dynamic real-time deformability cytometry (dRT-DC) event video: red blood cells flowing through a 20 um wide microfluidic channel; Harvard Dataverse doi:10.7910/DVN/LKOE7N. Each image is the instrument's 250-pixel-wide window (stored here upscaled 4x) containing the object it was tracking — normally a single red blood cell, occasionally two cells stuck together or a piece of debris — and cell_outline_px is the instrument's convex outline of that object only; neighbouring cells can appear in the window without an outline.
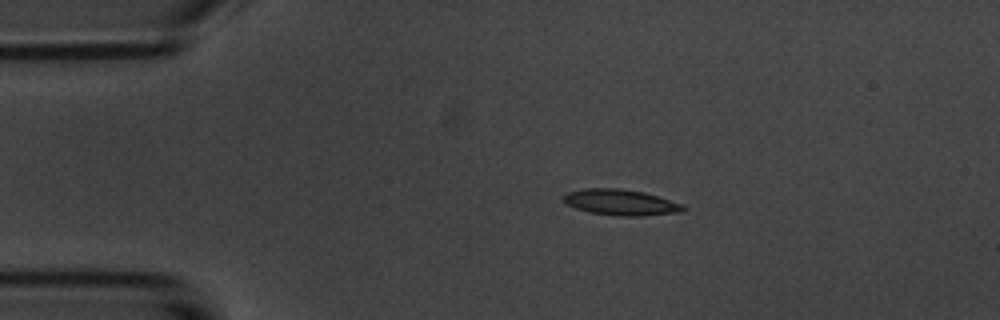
{"species": "common noctule bat (a hibernating species)", "species_latin": "Nyctalus noctula", "temperature_condition": "room temperature", "stored_images_in_passage": 5, "camera_frame_rate_fps": 3000, "um_per_image_px": 0.085, "animal": {"sex": "male", "body_mass_g": 20.1, "forearm_length_mm": 53.5}, "frame": {"image": 1, "passage_image": 3, "time_ms": 2.333, "image_size_px": [1000, 320], "cell_outline_px": [[688, 208], [684, 212], [640, 216], [616, 216], [588, 212], [576, 208], [568, 204], [564, 200], [564, 196], [568, 192], [584, 188], [620, 188], [644, 192], [684, 204]], "centroid_in_image_um": [52.83, 17.2], "position_along_channel_um": 32.2, "area_um2": 18.21}}
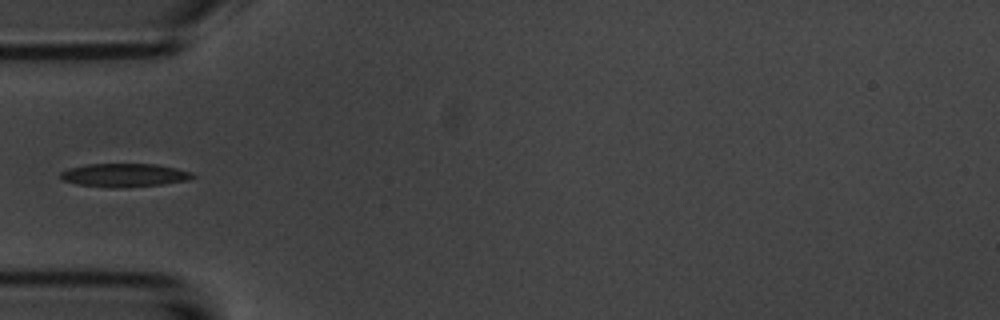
{"frame": {"image": 2, "passage_image": 5, "time_ms": 4.667, "image_size_px": [1000, 320], "cell_outline_px": [[196, 176], [188, 180], [160, 184], [120, 188], [112, 188], [76, 184], [64, 180], [60, 176], [60, 172], [68, 168], [88, 164], [156, 164], [176, 168], [192, 172]], "centroid_in_image_um": [10.56, 14.89], "position_along_channel_um": 74.4, "area_um2": 17.98}}